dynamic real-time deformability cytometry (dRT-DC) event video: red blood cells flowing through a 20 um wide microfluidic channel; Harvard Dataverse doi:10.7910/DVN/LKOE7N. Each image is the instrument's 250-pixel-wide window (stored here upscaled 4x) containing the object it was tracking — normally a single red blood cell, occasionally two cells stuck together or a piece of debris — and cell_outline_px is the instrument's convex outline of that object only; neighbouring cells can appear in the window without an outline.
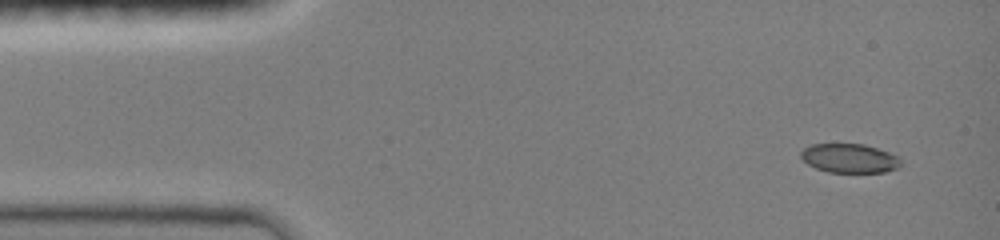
{"species": "common noctule bat (a hibernating species)", "species_latin": "Nyctalus noctula", "temperature_condition": "room temperature", "stored_images_in_passage": 5, "camera_frame_rate_fps": 3000, "um_per_image_px": 0.085, "animal": {"sex": "female", "body_mass_g": 19.0, "forearm_length_mm": 51.5}, "frame": {"image": 1, "passage_image": 1, "time_ms": 0.0, "image_size_px": [1000, 240], "cell_outline_px": [[900, 168], [884, 172], [828, 172], [816, 168], [808, 164], [800, 156], [800, 152], [804, 148], [812, 144], [864, 144], [900, 156]], "centroid_in_image_um": [72.22, 13.45], "position_along_channel_um": 12.8, "area_um2": 16.94}}
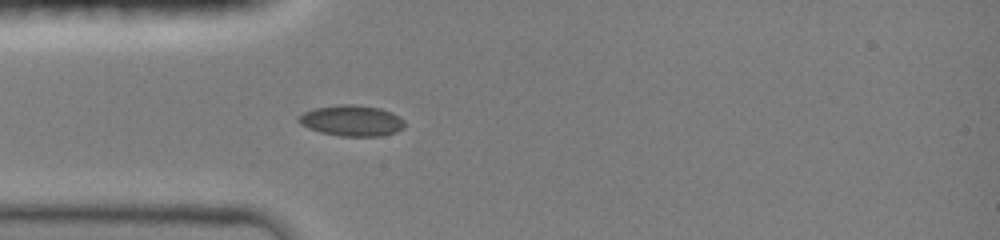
{"frame": {"image": 2, "passage_image": 5, "time_ms": 3.333, "image_size_px": [1000, 240], "cell_outline_px": [[404, 128], [396, 132], [380, 136], [340, 136], [320, 132], [308, 128], [300, 124], [296, 120], [296, 116], [304, 112], [316, 108], [344, 104], [352, 104], [380, 108], [392, 112], [400, 116], [404, 120]], "centroid_in_image_um": [29.89, 10.26], "position_along_channel_um": 55.1, "area_um2": 19.19}}